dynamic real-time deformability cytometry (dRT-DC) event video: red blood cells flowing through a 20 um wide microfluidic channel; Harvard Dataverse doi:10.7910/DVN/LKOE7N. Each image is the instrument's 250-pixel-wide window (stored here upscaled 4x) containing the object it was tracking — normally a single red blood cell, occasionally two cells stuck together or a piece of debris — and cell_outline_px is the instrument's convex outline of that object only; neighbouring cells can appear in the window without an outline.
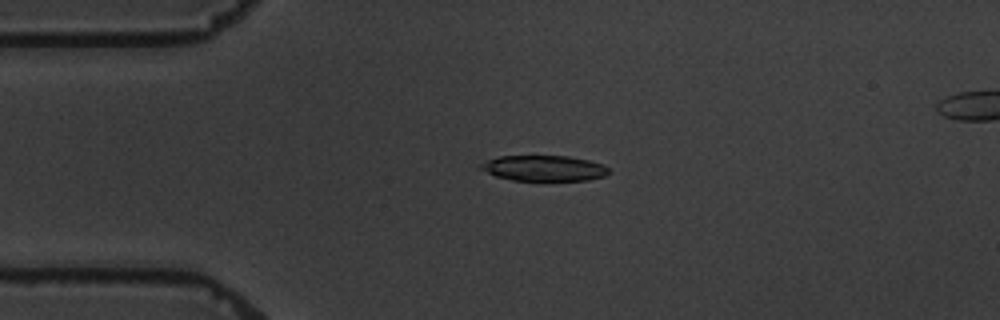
{"species": "common noctule bat (a hibernating species)", "species_latin": "Nyctalus noctula", "temperature_condition": "warm", "stored_images_in_passage": 6, "camera_frame_rate_fps": 3000, "um_per_image_px": 0.085, "animal": {"sex": "male", "body_mass_g": 19.5, "forearm_length_mm": 54.6}, "frame": {"image": 1, "passage_image": 4, "time_ms": 3.333, "image_size_px": [1000, 320], "cell_outline_px": [[608, 172], [604, 176], [588, 180], [512, 180], [496, 176], [480, 168], [480, 164], [488, 160], [500, 156], [568, 156], [588, 160], [604, 164], [608, 168]], "centroid_in_image_um": [46.26, 14.29], "position_along_channel_um": 38.7, "area_um2": 18.84}}